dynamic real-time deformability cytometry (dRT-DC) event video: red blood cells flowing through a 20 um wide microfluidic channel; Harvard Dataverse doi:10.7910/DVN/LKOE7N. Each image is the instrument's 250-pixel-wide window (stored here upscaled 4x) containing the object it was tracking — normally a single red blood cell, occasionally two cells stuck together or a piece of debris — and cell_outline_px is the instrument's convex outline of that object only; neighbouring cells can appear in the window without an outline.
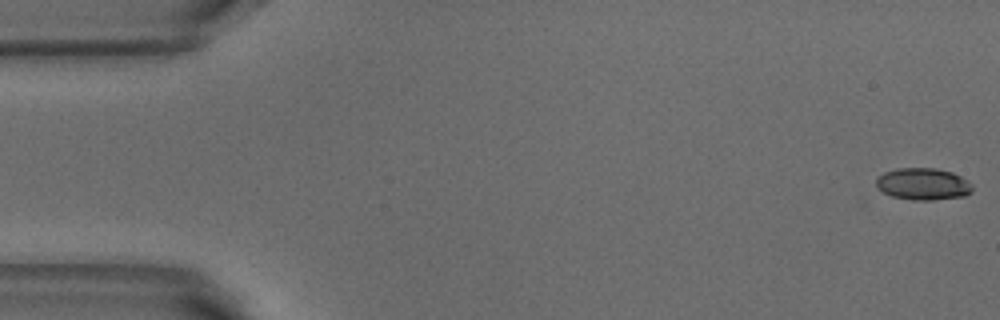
{"species": "common noctule bat (a hibernating species)", "species_latin": "Nyctalus noctula", "temperature_condition": "warm", "stored_images_in_passage": 52, "camera_frame_rate_fps": 3000, "um_per_image_px": 0.085, "animal": {"sex": "male", "body_mass_g": 18.8}, "frame": {"image": 1, "passage_image": 1, "time_ms": 0.0, "image_size_px": [1000, 320], "cell_outline_px": [[972, 192], [964, 196], [932, 200], [912, 200], [892, 196], [876, 188], [876, 176], [884, 172], [896, 168], [936, 168], [952, 172], [968, 180], [972, 184]], "centroid_in_image_um": [78.45, 15.63], "position_along_channel_um": 6.6, "area_um2": 18.09}}
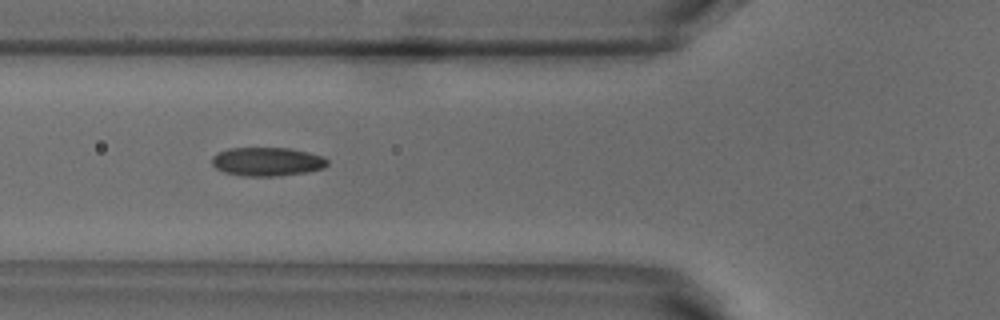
{"frame": {"image": 2, "passage_image": 19, "time_ms": 6.0, "image_size_px": [1000, 320], "cell_outline_px": [[328, 164], [324, 168], [304, 172], [276, 176], [244, 176], [224, 172], [216, 168], [212, 164], [212, 156], [228, 148], [288, 148], [308, 152], [324, 156], [328, 160]], "centroid_in_image_um": [22.71, 13.73], "position_along_channel_um": 103.1, "area_um2": 19.25}}
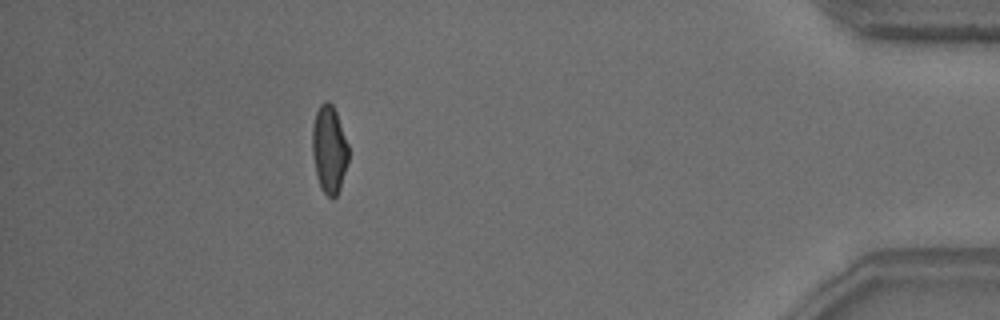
{"frame": {"image": 3, "passage_image": 47, "time_ms": 15.333, "image_size_px": [1000, 320], "cell_outline_px": [[348, 160], [340, 188], [336, 196], [332, 200], [320, 188], [316, 176], [312, 152], [312, 128], [316, 112], [320, 104], [324, 100], [328, 100], [332, 104], [336, 112], [348, 144]], "centroid_in_image_um": [27.97, 12.7], "position_along_channel_um": 407.2, "area_um2": 18.55}, "authors_computed_cell_mechanics": {"area_um2": 18.5827, "velocity_mm_per_s": 3.8386, "shape_relaxation_time_tau1_ms": 6.1841, "shape_relaxation_time_tau2_ms": 1.5324, "deformation_change_tau1": 0.1761, "deformation_change_tau2": 0.0675}}